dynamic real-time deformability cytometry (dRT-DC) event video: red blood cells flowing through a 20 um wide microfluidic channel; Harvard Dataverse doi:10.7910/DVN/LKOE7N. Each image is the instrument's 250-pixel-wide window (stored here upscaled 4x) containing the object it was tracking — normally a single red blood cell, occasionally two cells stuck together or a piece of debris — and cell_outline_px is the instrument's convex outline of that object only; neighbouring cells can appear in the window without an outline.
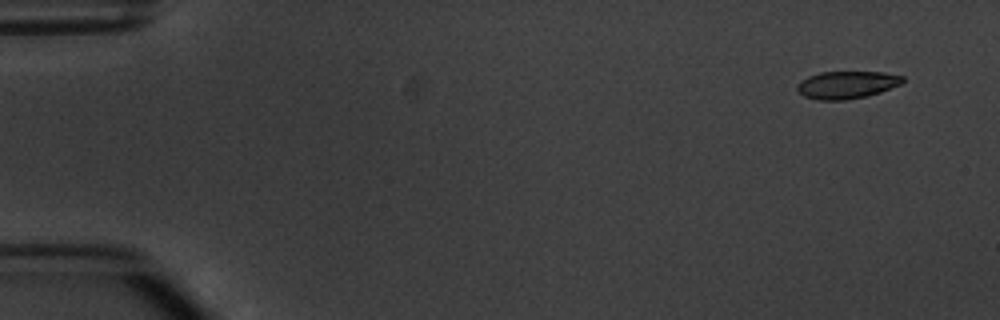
{"species": "common noctule bat (a hibernating species)", "species_latin": "Nyctalus noctula", "temperature_condition": "warm", "stored_images_in_passage": 5, "camera_frame_rate_fps": 3000, "um_per_image_px": 0.085, "animal": {"sex": "male", "body_mass_g": 20.1, "forearm_length_mm": 53.5}, "frame": {"image": 1, "passage_image": 1, "time_ms": 0.0, "image_size_px": [1000, 320], "cell_outline_px": [[904, 84], [868, 96], [844, 100], [820, 100], [804, 96], [796, 88], [796, 84], [808, 76], [820, 72], [884, 72], [904, 76]], "centroid_in_image_um": [72.02, 7.2], "position_along_channel_um": 13.0, "area_um2": 17.05}}
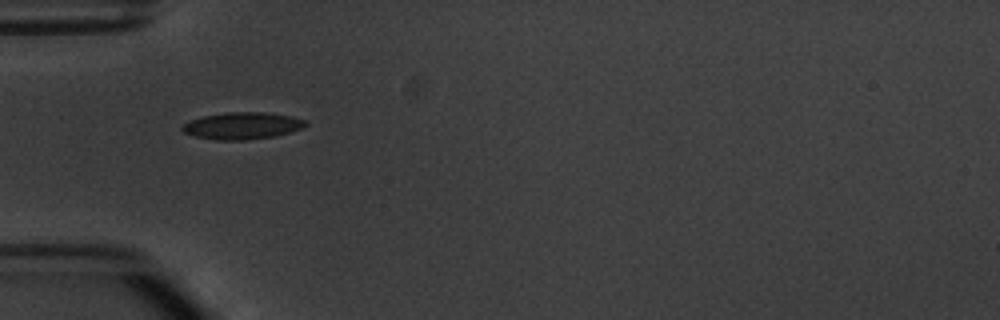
{"frame": {"image": 2, "passage_image": 5, "time_ms": 4.667, "image_size_px": [1000, 320], "cell_outline_px": [[308, 124], [300, 128], [276, 136], [248, 140], [216, 140], [196, 136], [184, 132], [180, 128], [180, 124], [204, 116], [224, 112], [264, 112], [292, 116], [308, 120]], "centroid_in_image_um": [20.59, 10.68], "position_along_channel_um": 64.4, "area_um2": 19.42}}